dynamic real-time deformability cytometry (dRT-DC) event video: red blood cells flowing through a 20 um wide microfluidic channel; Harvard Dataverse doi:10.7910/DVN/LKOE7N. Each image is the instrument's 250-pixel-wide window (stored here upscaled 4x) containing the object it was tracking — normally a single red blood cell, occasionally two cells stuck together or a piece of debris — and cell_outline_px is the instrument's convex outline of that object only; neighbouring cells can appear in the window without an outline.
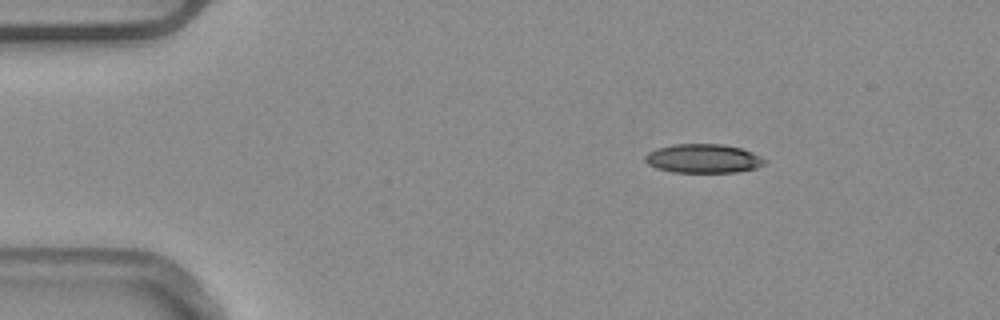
{"species": "common noctule bat (a hibernating species)", "species_latin": "Nyctalus noctula", "temperature_condition": "warm", "stored_images_in_passage": 3, "camera_frame_rate_fps": 3000, "um_per_image_px": 0.085, "animal": {"sex": "male", "body_mass_g": 20.4}, "frame": {"image": 1, "passage_image": 1, "time_ms": 0.0, "image_size_px": [1000, 320], "cell_outline_px": [[768, 160], [764, 164], [756, 168], [736, 172], [672, 172], [656, 168], [648, 164], [644, 160], [644, 156], [648, 152], [656, 148], [672, 144], [724, 144], [740, 148], [760, 156]], "centroid_in_image_um": [59.75, 13.47], "position_along_channel_um": 25.3, "area_um2": 20.23}}